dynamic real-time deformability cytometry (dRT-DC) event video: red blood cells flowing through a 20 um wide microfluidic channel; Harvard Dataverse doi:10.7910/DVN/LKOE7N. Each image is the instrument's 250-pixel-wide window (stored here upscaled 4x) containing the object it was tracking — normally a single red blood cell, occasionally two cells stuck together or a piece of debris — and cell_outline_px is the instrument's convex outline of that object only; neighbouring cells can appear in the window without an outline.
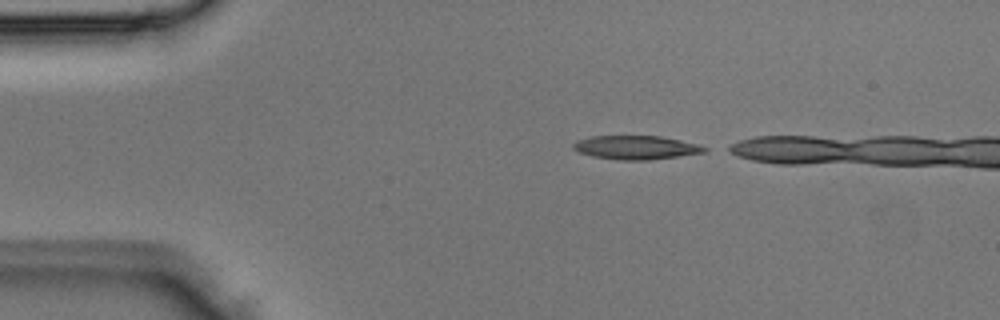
{"species": "Egyptian fruit bat (a non-hibernating species)", "species_latin": "Rousettus aegyptiacus", "temperature_condition": "room temperature", "stored_images_in_passage": 3, "camera_frame_rate_fps": 3000, "um_per_image_px": 0.085, "animal": {"sex": "male"}, "frame": {"image": 1, "passage_image": 1, "time_ms": 0.0, "image_size_px": [1000, 320], "cell_outline_px": [[708, 152], [648, 160], [620, 160], [592, 156], [580, 152], [572, 148], [572, 144], [576, 140], [592, 136], [660, 136], [680, 140], [696, 144], [708, 148]], "centroid_in_image_um": [54.05, 12.53], "position_along_channel_um": 31.0, "area_um2": 18.09}}